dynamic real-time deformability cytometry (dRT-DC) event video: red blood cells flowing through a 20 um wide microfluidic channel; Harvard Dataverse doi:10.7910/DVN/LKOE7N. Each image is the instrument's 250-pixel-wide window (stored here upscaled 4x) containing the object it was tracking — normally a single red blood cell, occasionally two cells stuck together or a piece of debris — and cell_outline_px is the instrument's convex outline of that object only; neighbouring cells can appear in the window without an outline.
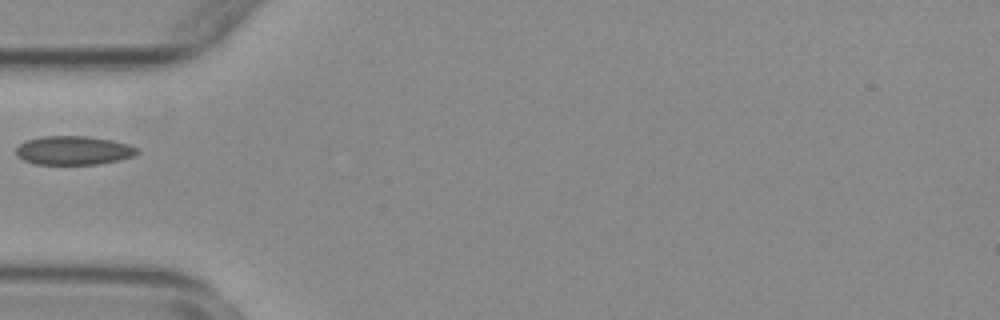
{"species": "common noctule bat (a hibernating species)", "species_latin": "Nyctalus noctula", "temperature_condition": "warm", "stored_images_in_passage": 38, "camera_frame_rate_fps": 3000, "um_per_image_px": 0.085, "animal": {"sex": "female", "body_mass_g": 29.2, "forearm_length_mm": 56.3}, "frame": {"image": 1, "passage_image": 1, "time_ms": 0.0, "image_size_px": [1000, 320], "cell_outline_px": [[140, 152], [132, 156], [120, 160], [100, 164], [36, 164], [24, 160], [16, 156], [16, 148], [20, 144], [28, 140], [44, 136], [88, 136], [112, 140], [128, 144], [140, 148]], "centroid_in_image_um": [6.29, 12.79], "position_along_channel_um": 78.7, "area_um2": 20.4}}
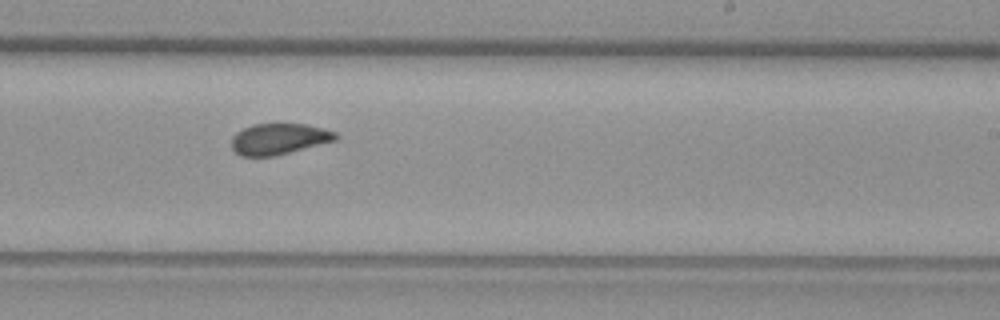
{"frame": {"image": 2, "passage_image": 16, "time_ms": 5.0, "image_size_px": [1000, 320], "cell_outline_px": [[340, 136], [336, 140], [276, 156], [240, 156], [232, 148], [232, 136], [236, 132], [252, 124], [308, 124], [324, 128], [336, 132]], "centroid_in_image_um": [23.73, 11.81], "position_along_channel_um": 265.3, "area_um2": 18.96}}
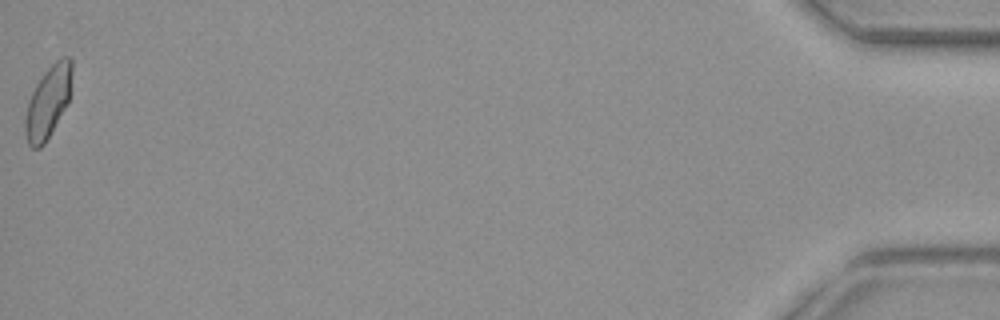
{"frame": {"image": 3, "passage_image": 38, "time_ms": 12.333, "image_size_px": [1000, 320], "cell_outline_px": [[72, 72], [68, 104], [44, 144], [40, 148], [32, 148], [28, 144], [24, 128], [24, 124], [28, 100], [36, 84], [44, 72], [56, 60], [64, 56], [68, 56], [72, 60]], "centroid_in_image_um": [4.08, 8.66], "position_along_channel_um": 431.1, "area_um2": 19.54}}